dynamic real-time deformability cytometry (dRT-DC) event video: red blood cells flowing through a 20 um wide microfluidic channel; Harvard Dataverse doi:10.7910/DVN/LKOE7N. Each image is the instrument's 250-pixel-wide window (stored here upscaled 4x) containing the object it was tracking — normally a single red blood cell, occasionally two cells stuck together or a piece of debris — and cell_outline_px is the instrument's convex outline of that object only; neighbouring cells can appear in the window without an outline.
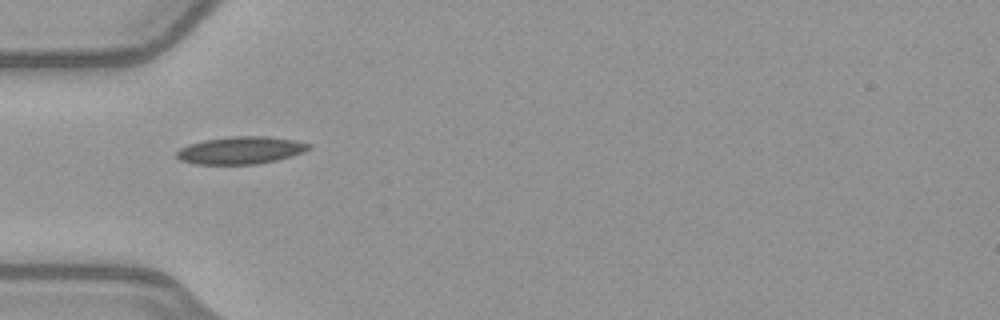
{"species": "common noctule bat (a hibernating species)", "species_latin": "Nyctalus noctula", "temperature_condition": "warm", "stored_images_in_passage": 36, "camera_frame_rate_fps": 3000, "um_per_image_px": 0.085, "animal": {"sex": "female", "body_mass_g": 21.9}, "frame": {"image": 1, "passage_image": 1, "time_ms": 0.0, "image_size_px": [1000, 320], "cell_outline_px": [[308, 148], [304, 152], [276, 160], [256, 164], [192, 164], [180, 160], [176, 156], [176, 152], [180, 148], [188, 144], [204, 140], [232, 136], [268, 136], [292, 140], [308, 144]], "centroid_in_image_um": [20.38, 12.78], "position_along_channel_um": 64.6, "area_um2": 20.92}}
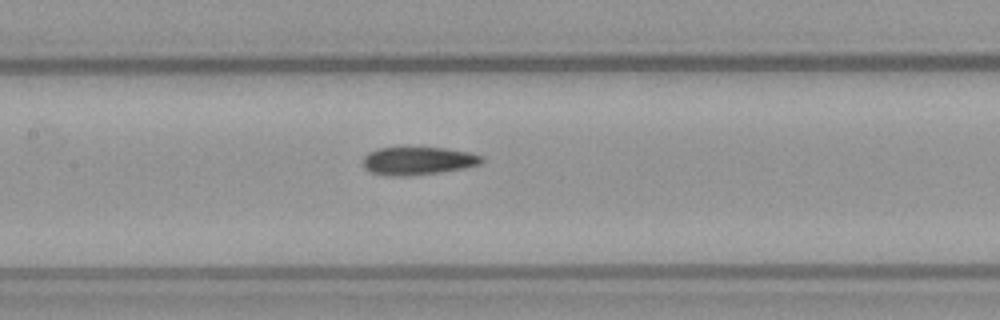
{"frame": {"image": 2, "passage_image": 9, "time_ms": 2.667, "image_size_px": [1000, 320], "cell_outline_px": [[484, 160], [480, 164], [464, 168], [440, 172], [408, 176], [384, 176], [372, 172], [364, 168], [364, 156], [368, 152], [380, 148], [444, 148], [468, 152], [484, 156]], "centroid_in_image_um": [35.53, 13.68], "position_along_channel_um": 171.9, "area_um2": 19.31}}
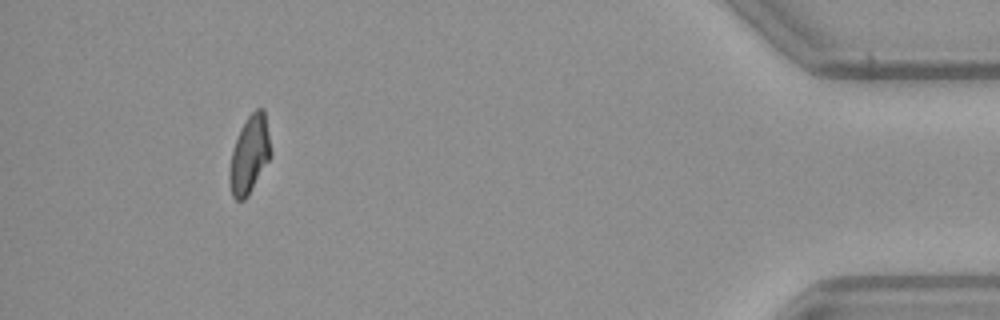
{"frame": {"image": 3, "passage_image": 32, "time_ms": 10.333, "image_size_px": [1000, 320], "cell_outline_px": [[272, 152], [268, 160], [248, 196], [244, 200], [236, 200], [232, 196], [228, 180], [228, 172], [232, 148], [248, 116], [256, 108], [264, 108]], "centroid_in_image_um": [21.19, 13.16], "position_along_channel_um": 414.0, "area_um2": 18.55}, "authors_computed_cell_mechanics": {"area_um2": 19.4786, "velocity_mm_per_s": 4.0129, "shape_relaxation_time_tau1_ms": null, "shape_relaxation_time_tau2_ms": 3.7852, "deformation_change_tau1": null, "deformation_change_tau2": 0.0967}}